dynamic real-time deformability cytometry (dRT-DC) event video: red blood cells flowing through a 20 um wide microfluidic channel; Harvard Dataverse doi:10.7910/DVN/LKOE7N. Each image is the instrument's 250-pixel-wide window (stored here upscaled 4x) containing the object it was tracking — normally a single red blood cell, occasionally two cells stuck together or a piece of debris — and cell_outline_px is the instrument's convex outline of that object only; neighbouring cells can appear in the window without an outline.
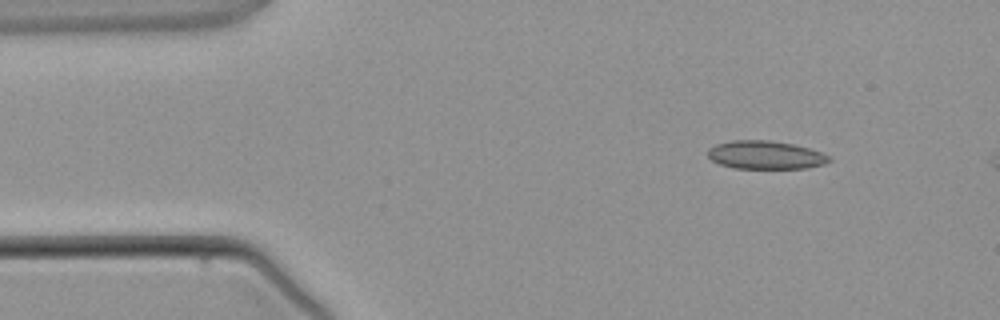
{"species": "common noctule bat (a hibernating species)", "species_latin": "Nyctalus noctula", "temperature_condition": "warm", "stored_images_in_passage": 3, "camera_frame_rate_fps": 3000, "um_per_image_px": 0.085, "animal": {"sex": "male", "body_mass_g": 21.5, "forearm_length_mm": 52.0}, "frame": {"image": 1, "passage_image": 1, "time_ms": 0.0, "image_size_px": [1000, 320], "cell_outline_px": [[832, 160], [824, 164], [804, 168], [736, 168], [720, 164], [712, 160], [708, 156], [708, 148], [716, 144], [732, 140], [768, 140], [792, 144], [808, 148], [820, 152], [828, 156]], "centroid_in_image_um": [65.04, 13.17], "position_along_channel_um": 20.0, "area_um2": 19.77}}